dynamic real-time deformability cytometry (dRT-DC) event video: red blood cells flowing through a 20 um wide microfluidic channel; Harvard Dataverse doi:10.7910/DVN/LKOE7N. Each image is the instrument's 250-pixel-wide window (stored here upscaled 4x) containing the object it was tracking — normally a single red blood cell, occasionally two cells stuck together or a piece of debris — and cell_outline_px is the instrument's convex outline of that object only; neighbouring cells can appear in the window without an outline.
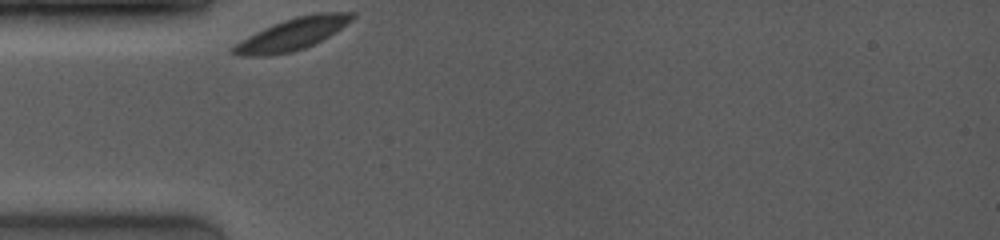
{"species": "common noctule bat (a hibernating species)", "species_latin": "Nyctalus noctula", "temperature_condition": "room temperature", "stored_images_in_passage": 29, "camera_frame_rate_fps": 4000, "um_per_image_px": 0.085, "animal": {"sex": "female", "body_mass_g": 19.0, "forearm_length_mm": 53.3}, "frame": {"image": 1, "passage_image": 1, "time_ms": 0.0, "image_size_px": [1000, 240], "cell_outline_px": [[356, 16], [348, 24], [328, 36], [304, 48], [292, 52], [272, 56], [236, 56], [232, 52], [232, 48], [236, 44], [248, 36], [272, 24], [296, 16], [320, 12], [356, 12]], "centroid_in_image_um": [24.86, 2.9], "position_along_channel_um": 60.1, "area_um2": 22.02}}
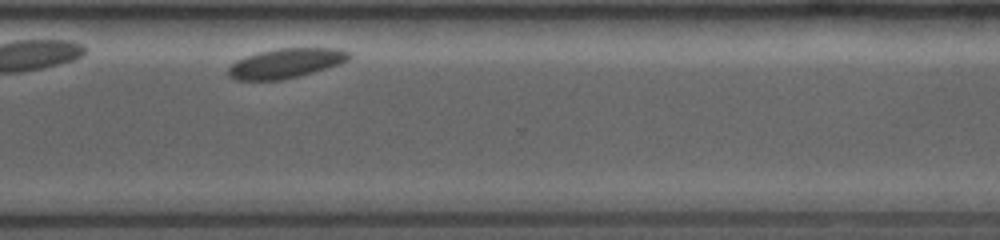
{"frame": {"image": 2, "passage_image": 25, "time_ms": 8.0, "image_size_px": [1000, 240], "cell_outline_px": [[352, 56], [348, 60], [340, 64], [300, 76], [280, 80], [236, 80], [228, 76], [228, 68], [236, 60], [260, 52], [280, 48], [336, 48], [352, 52]], "centroid_in_image_um": [24.33, 5.38], "position_along_channel_um": 346.3, "area_um2": 20.87}}
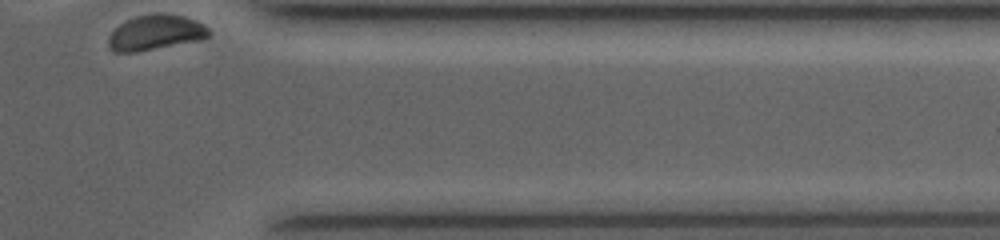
{"frame": {"image": 3, "passage_image": 29, "time_ms": 9.5, "image_size_px": [1000, 240], "cell_outline_px": [[212, 32], [208, 36], [200, 40], [136, 52], [112, 52], [108, 44], [108, 36], [120, 24], [136, 16], [152, 12], [160, 12], [184, 16], [196, 20], [204, 24]], "centroid_in_image_um": [13.23, 2.75], "position_along_channel_um": 398.2, "area_um2": 20.75}, "authors_computed_cell_mechanics": {"area_um2": 21.1548, "velocity_mm_per_s": 3.5977, "shape_relaxation_time_tau1_ms": 0.7219, "shape_relaxation_time_tau2_ms": null, "deformation_change_tau1": 0.0351, "deformation_change_tau2": null}}